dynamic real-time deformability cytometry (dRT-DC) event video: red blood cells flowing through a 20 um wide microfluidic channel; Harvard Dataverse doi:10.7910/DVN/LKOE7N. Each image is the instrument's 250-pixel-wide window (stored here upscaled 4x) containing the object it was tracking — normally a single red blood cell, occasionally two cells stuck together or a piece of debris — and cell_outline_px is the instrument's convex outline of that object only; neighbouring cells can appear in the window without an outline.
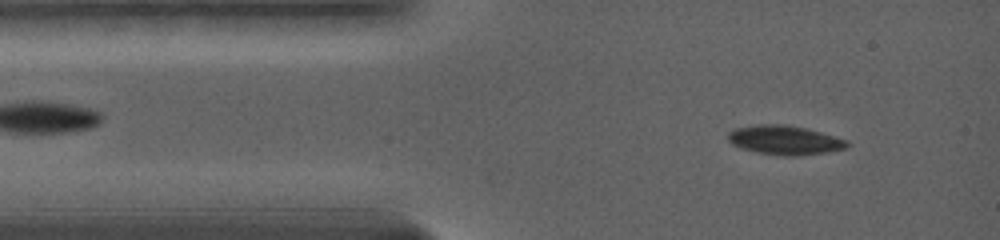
{"species": "common noctule bat (a hibernating species)", "species_latin": "Nyctalus noctula", "temperature_condition": "warm", "stored_images_in_passage": 46, "camera_frame_rate_fps": 5000, "um_per_image_px": 0.085, "animal": {"sex": "female", "body_mass_g": 19.0, "forearm_length_mm": 56.7}, "frame": {"image": 1, "passage_image": 5, "time_ms": 1.2, "image_size_px": [1000, 240], "cell_outline_px": [[852, 144], [848, 148], [828, 152], [792, 156], [784, 156], [756, 152], [740, 148], [732, 144], [728, 140], [728, 132], [736, 128], [760, 124], [780, 124], [804, 128], [820, 132], [848, 140]], "centroid_in_image_um": [66.72, 11.92], "position_along_channel_um": 18.3, "area_um2": 20.23}}
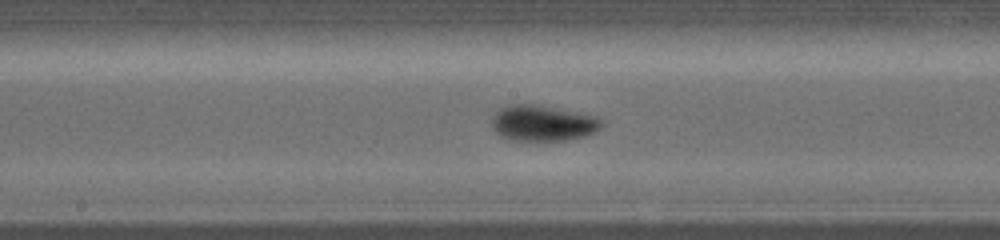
{"frame": {"image": 2, "passage_image": 26, "time_ms": 7.2, "image_size_px": [1000, 240], "cell_outline_px": [[604, 124], [600, 128], [584, 136], [564, 140], [508, 140], [500, 136], [492, 128], [492, 116], [500, 108], [508, 104], [536, 104], [596, 116]], "centroid_in_image_um": [46.08, 10.46], "position_along_channel_um": 202.1, "area_um2": 22.83}}
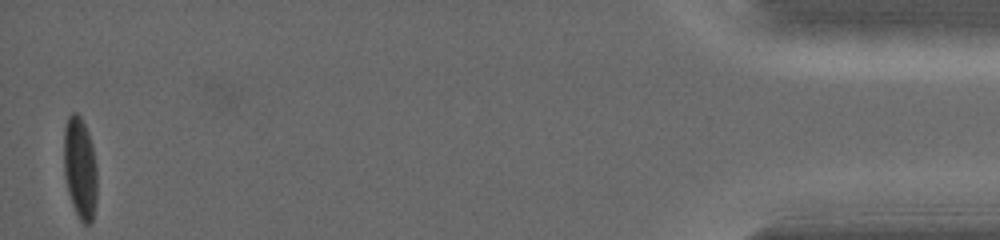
{"frame": {"image": 3, "passage_image": 46, "time_ms": 17.0, "image_size_px": [1000, 240], "cell_outline_px": [[96, 204], [92, 220], [88, 224], [84, 224], [80, 220], [72, 204], [68, 192], [64, 176], [64, 124], [68, 116], [72, 112], [76, 112], [80, 116], [88, 132], [92, 144], [96, 164]], "centroid_in_image_um": [6.79, 14.26], "position_along_channel_um": 428.4, "area_um2": 19.83}, "authors_computed_cell_mechanics": {"area_um2": 21.2415, "velocity_mm_per_s": 3.6553, "shape_relaxation_time_tau1_ms": 2.771, "shape_relaxation_time_tau2_ms": null, "deformation_change_tau1": 0.1342, "deformation_change_tau2": null}}